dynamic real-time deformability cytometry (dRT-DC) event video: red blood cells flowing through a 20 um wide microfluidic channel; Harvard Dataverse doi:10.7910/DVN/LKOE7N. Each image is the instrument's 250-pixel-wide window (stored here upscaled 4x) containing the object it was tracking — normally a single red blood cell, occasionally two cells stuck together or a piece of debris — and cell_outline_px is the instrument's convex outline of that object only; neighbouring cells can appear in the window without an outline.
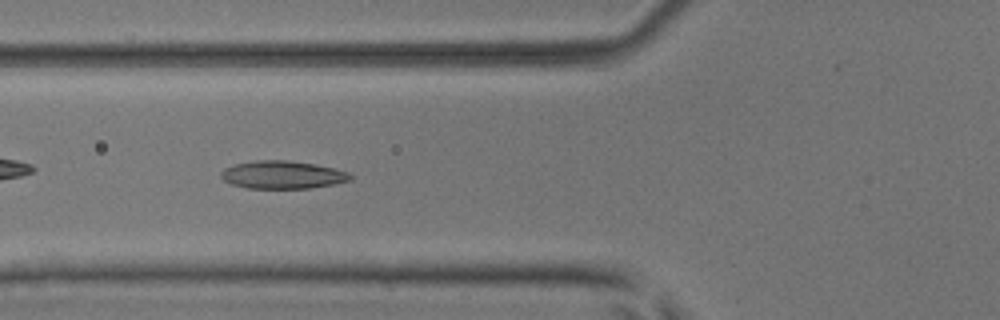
{"species": "common noctule bat (a hibernating species)", "species_latin": "Nyctalus noctula", "temperature_condition": "room temperature", "stored_images_in_passage": 32, "camera_frame_rate_fps": 3000, "um_per_image_px": 0.085, "animal": {"sex": "male", "body_mass_g": 17.9, "forearm_length_mm": 54.2}, "frame": {"image": 1, "passage_image": 5, "time_ms": 1.333, "image_size_px": [1000, 320], "cell_outline_px": [[352, 180], [332, 184], [308, 188], [248, 188], [232, 184], [224, 180], [220, 176], [220, 172], [224, 168], [232, 164], [256, 160], [288, 160], [316, 164], [336, 168], [348, 172], [352, 176]], "centroid_in_image_um": [24.0, 14.84], "position_along_channel_um": 101.8, "area_um2": 21.1}}
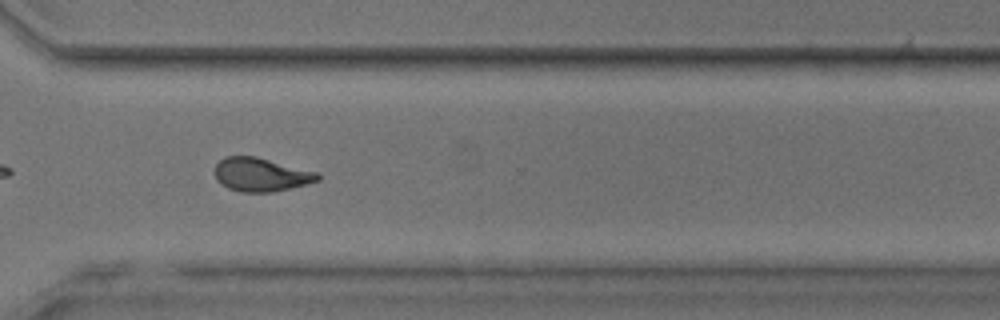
{"frame": {"image": 2, "passage_image": 23, "time_ms": 7.333, "image_size_px": [1000, 320], "cell_outline_px": [[320, 180], [272, 192], [240, 192], [228, 188], [220, 184], [216, 180], [216, 164], [224, 156], [256, 156], [316, 172], [320, 176]], "centroid_in_image_um": [22.14, 14.84], "position_along_channel_um": 348.5, "area_um2": 19.94}, "authors_computed_cell_mechanics": {"area_um2": 20.2878, "velocity_mm_per_s": 4.108, "shape_relaxation_time_tau1_ms": 9.814, "shape_relaxation_time_tau2_ms": 1.7226, "deformation_change_tau1": 0.2663, "deformation_change_tau2": 0.0764}}